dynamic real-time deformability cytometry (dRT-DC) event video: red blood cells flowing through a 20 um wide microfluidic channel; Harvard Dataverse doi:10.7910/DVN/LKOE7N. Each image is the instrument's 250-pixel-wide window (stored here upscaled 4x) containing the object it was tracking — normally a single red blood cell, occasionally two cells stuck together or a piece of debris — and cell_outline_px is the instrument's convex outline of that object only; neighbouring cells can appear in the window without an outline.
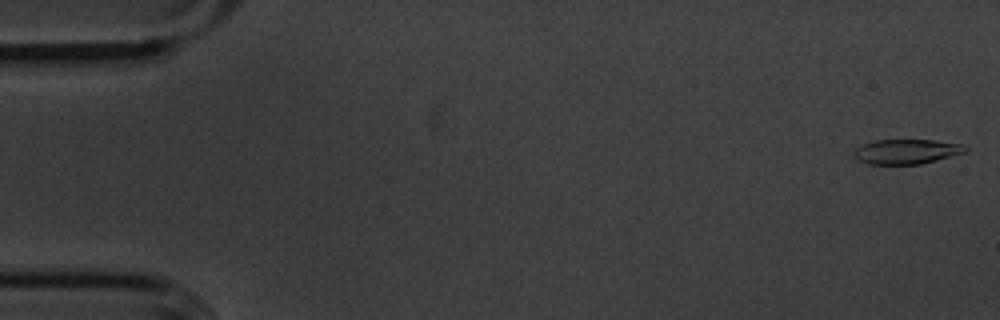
{"species": "common noctule bat (a hibernating species)", "species_latin": "Nyctalus noctula", "temperature_condition": "cold", "stored_images_in_passage": 51, "segment_of_instrument_passage": [1, 2], "camera_frame_rate_fps": 3000, "um_per_image_px": 0.085, "animal": {"sex": "male", "body_mass_g": 20.1, "forearm_length_mm": 53.5}, "frame": {"image": 1, "passage_image": 1, "time_ms": 0.0, "image_size_px": [1000, 320], "cell_outline_px": [[968, 152], [920, 164], [868, 164], [860, 160], [852, 152], [856, 148], [864, 144], [876, 140], [936, 140], [964, 144], [968, 148]], "centroid_in_image_um": [77.12, 12.87], "position_along_channel_um": 7.9, "area_um2": 16.07}}
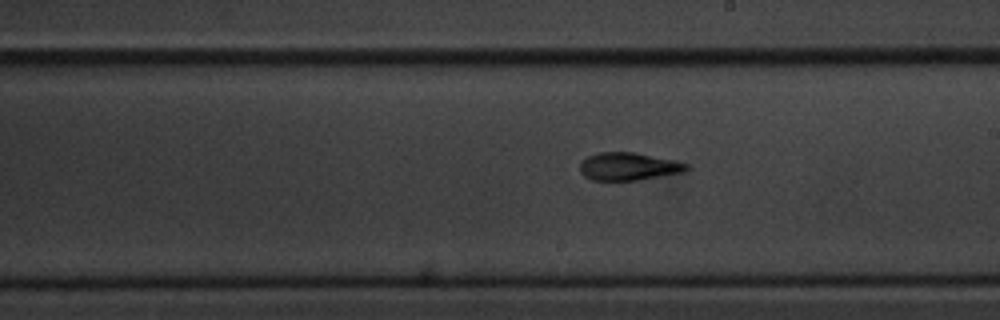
{"frame": {"image": 2, "passage_image": 31, "time_ms": 10.0, "image_size_px": [1000, 320], "cell_outline_px": [[688, 168], [684, 172], [640, 180], [592, 180], [584, 176], [580, 172], [580, 164], [588, 156], [596, 152], [632, 152], [672, 160], [688, 164]], "centroid_in_image_um": [53.4, 14.15], "position_along_channel_um": 235.6, "area_um2": 17.11}}
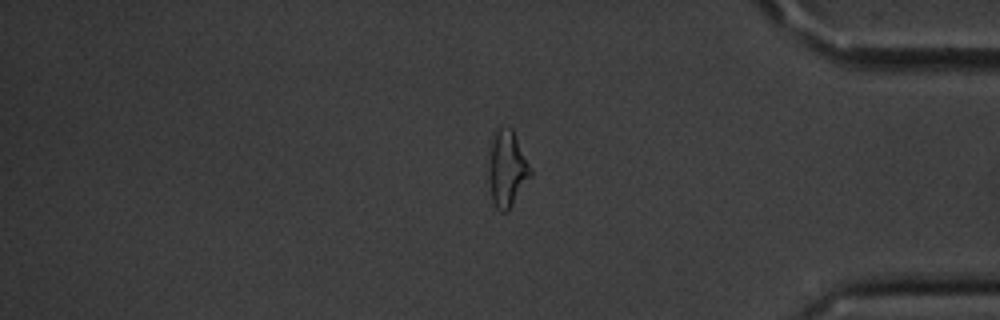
{"frame": {"image": 3, "passage_image": 46, "time_ms": 15.0, "image_size_px": [1000, 320], "cell_outline_px": [[532, 176], [508, 212], [500, 212], [496, 208], [492, 200], [492, 140], [496, 132], [500, 128], [512, 128], [532, 168]], "centroid_in_image_um": [43.2, 14.4], "position_along_channel_um": 392.0, "area_um2": 17.69}}